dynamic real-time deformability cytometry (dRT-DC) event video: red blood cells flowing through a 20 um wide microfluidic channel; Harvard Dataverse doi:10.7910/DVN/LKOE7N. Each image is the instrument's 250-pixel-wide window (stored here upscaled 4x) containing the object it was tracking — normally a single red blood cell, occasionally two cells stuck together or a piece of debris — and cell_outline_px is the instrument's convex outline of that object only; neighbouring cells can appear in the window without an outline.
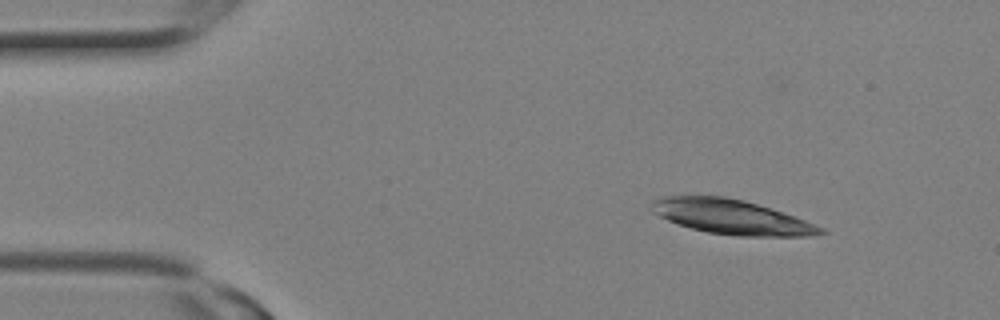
{"species": "Egyptian fruit bat (a non-hibernating species)", "species_latin": "Rousettus aegyptiacus", "temperature_condition": "room temperature", "stored_images_in_passage": 9, "camera_frame_rate_fps": 3000, "um_per_image_px": 0.085, "animal": {"sex": "female"}, "frame": {"image": 1, "passage_image": 2, "time_ms": 0.333, "image_size_px": [1000, 320], "cell_outline_px": [[828, 232], [808, 236], [736, 236], [708, 232], [692, 228], [668, 220], [652, 212], [652, 200], [660, 196], [724, 196], [744, 200], [804, 220], [824, 228]], "centroid_in_image_um": [62.15, 18.44], "position_along_channel_um": 22.9, "area_um2": 33.58}}
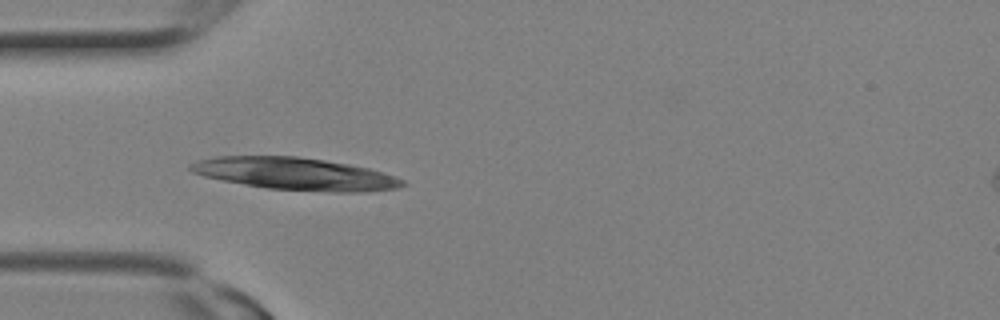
{"frame": {"image": 2, "passage_image": 6, "time_ms": 1.667, "image_size_px": [1000, 320], "cell_outline_px": [[408, 184], [396, 188], [356, 192], [332, 192], [268, 188], [244, 184], [204, 176], [192, 172], [188, 168], [188, 164], [200, 160], [216, 156], [296, 156], [324, 160], [348, 164], [368, 168], [404, 180]], "centroid_in_image_um": [25.07, 14.77], "position_along_channel_um": 59.9, "area_um2": 39.42}}
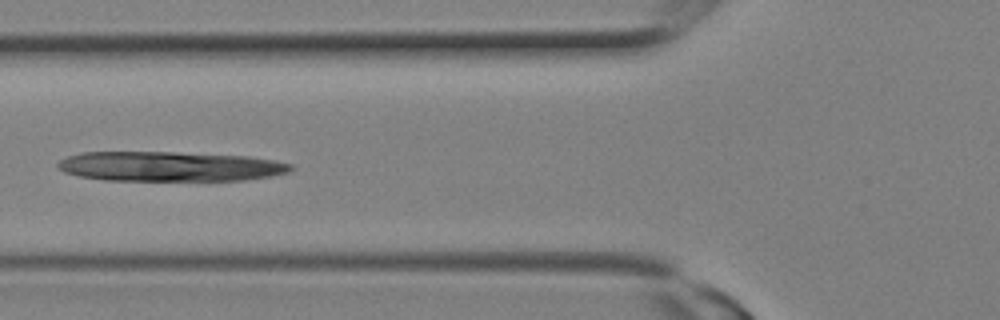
{"frame": {"image": 3, "passage_image": 8, "time_ms": 2.333, "image_size_px": [1000, 320], "cell_outline_px": [[296, 168], [288, 172], [272, 176], [244, 180], [104, 180], [80, 176], [64, 172], [56, 168], [56, 164], [60, 160], [68, 156], [80, 152], [172, 152], [248, 156], [276, 160], [292, 164]], "centroid_in_image_um": [14.45, 14.14], "position_along_channel_um": 111.4, "area_um2": 40.58}}